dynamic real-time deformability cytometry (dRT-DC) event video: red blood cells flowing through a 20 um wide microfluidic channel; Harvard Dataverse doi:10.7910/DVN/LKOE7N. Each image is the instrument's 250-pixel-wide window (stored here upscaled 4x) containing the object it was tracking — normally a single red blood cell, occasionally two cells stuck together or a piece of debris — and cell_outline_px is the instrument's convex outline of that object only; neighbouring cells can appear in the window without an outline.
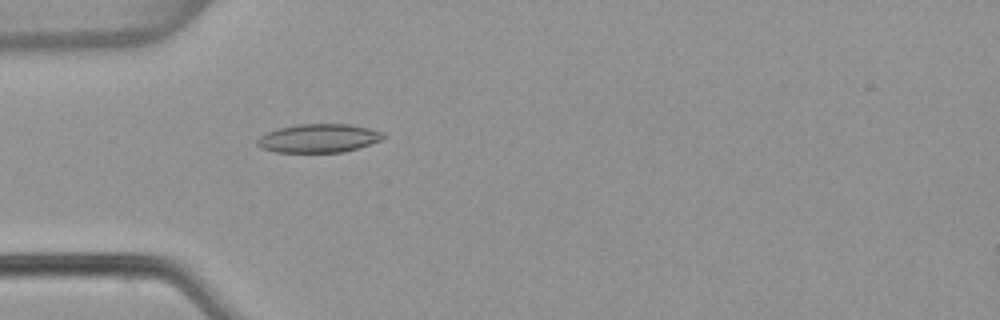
{"species": "common noctule bat (a hibernating species)", "species_latin": "Nyctalus noctula", "temperature_condition": "warm", "stored_images_in_passage": 46, "camera_frame_rate_fps": 3000, "um_per_image_px": 0.085, "animal": {"sex": "female", "body_mass_g": 22.7, "forearm_length_mm": 54.2}, "frame": {"image": 1, "passage_image": 9, "time_ms": 2.667, "image_size_px": [1000, 320], "cell_outline_px": [[388, 136], [384, 140], [344, 152], [276, 152], [260, 148], [256, 144], [256, 140], [260, 136], [268, 132], [280, 128], [300, 124], [348, 124], [368, 128], [384, 132]], "centroid_in_image_um": [27.13, 11.75], "position_along_channel_um": 57.9, "area_um2": 21.1}}
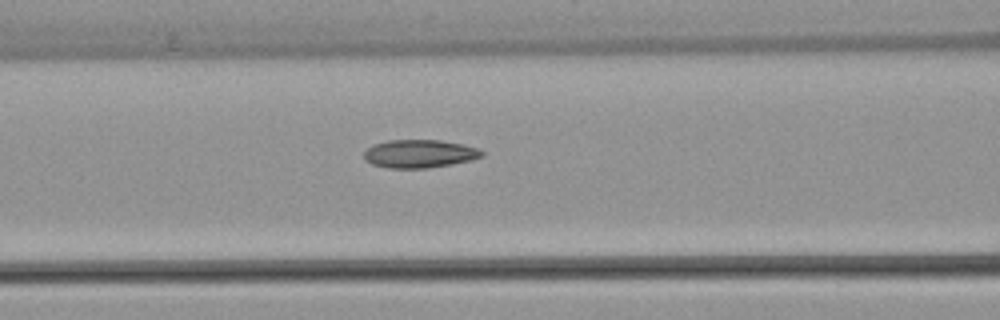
{"frame": {"image": 2, "passage_image": 15, "time_ms": 4.667, "image_size_px": [1000, 320], "cell_outline_px": [[484, 156], [472, 160], [452, 164], [428, 168], [388, 168], [372, 164], [364, 160], [364, 152], [372, 144], [388, 140], [440, 140], [464, 144], [476, 148], [484, 152]], "centroid_in_image_um": [35.65, 13.07], "position_along_channel_um": 130.9, "area_um2": 19.48}}
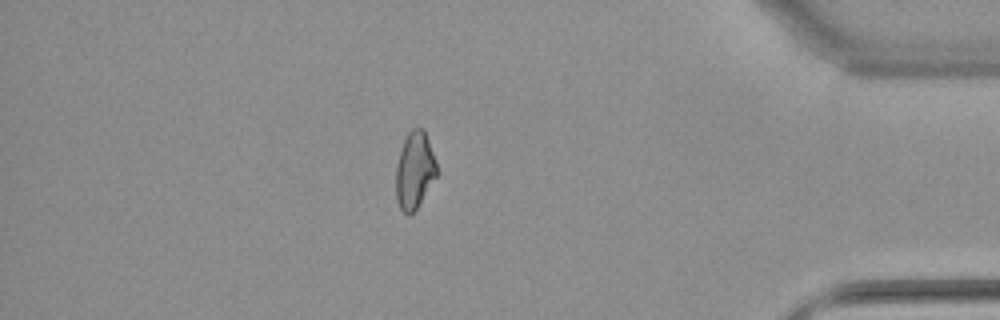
{"frame": {"image": 3, "passage_image": 39, "time_ms": 12.667, "image_size_px": [1000, 320], "cell_outline_px": [[436, 176], [416, 208], [408, 216], [400, 208], [396, 200], [396, 164], [400, 148], [408, 132], [412, 128], [424, 128], [436, 164]], "centroid_in_image_um": [35.2, 14.46], "position_along_channel_um": 400.0, "area_um2": 18.03}, "authors_computed_cell_mechanics": {"area_um2": 19.0162, "velocity_mm_per_s": 3.8393, "shape_relaxation_time_tau1_ms": null, "shape_relaxation_time_tau2_ms": 2.7893, "deformation_change_tau1": null, "deformation_change_tau2": 0.0881}}